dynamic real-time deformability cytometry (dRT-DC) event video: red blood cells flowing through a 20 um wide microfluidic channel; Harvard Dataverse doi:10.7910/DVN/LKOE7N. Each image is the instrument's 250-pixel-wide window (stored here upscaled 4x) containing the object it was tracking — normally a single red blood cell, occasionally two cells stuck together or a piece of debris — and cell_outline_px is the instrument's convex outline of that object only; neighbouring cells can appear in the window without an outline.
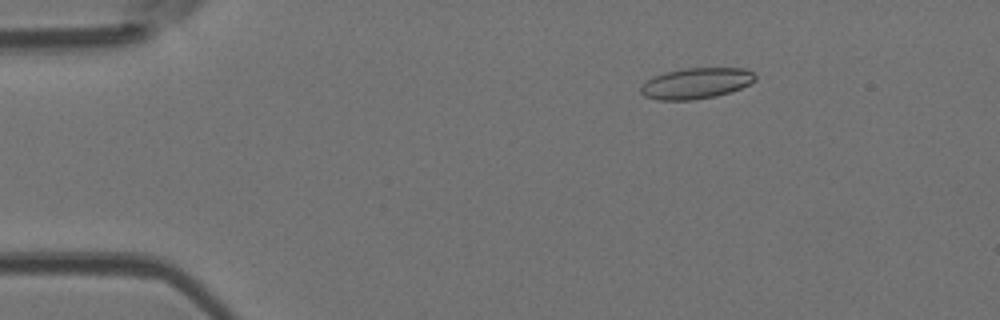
{"species": "Egyptian fruit bat (a non-hibernating species)", "species_latin": "Rousettus aegyptiacus", "temperature_condition": "room temperature", "stored_images_in_passage": 38, "camera_frame_rate_fps": 3000, "um_per_image_px": 0.085, "animal": {"sex": "female"}, "frame": {"image": 1, "passage_image": 2, "time_ms": 0.333, "image_size_px": [1000, 320], "cell_outline_px": [[756, 80], [740, 88], [716, 96], [692, 100], [660, 100], [644, 96], [640, 92], [640, 88], [652, 76], [664, 72], [684, 68], [744, 68], [752, 72], [756, 76]], "centroid_in_image_um": [59.15, 7.07], "position_along_channel_um": 25.8, "area_um2": 20.52}}
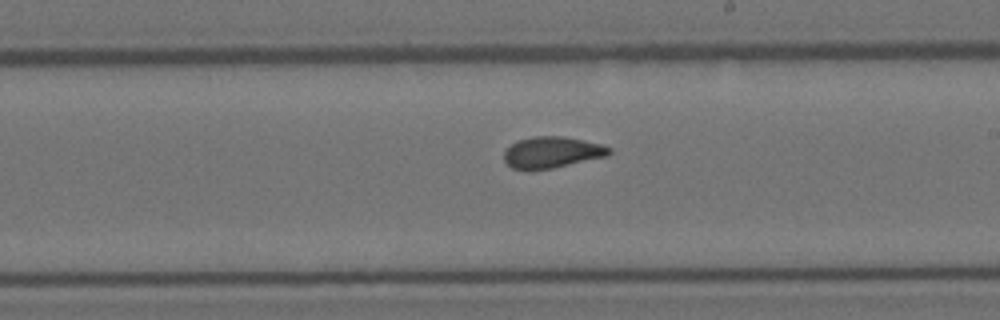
{"frame": {"image": 2, "passage_image": 23, "time_ms": 7.333, "image_size_px": [1000, 320], "cell_outline_px": [[612, 152], [608, 156], [552, 168], [528, 172], [512, 168], [504, 160], [504, 152], [512, 144], [520, 140], [532, 136], [564, 136], [600, 144], [612, 148]], "centroid_in_image_um": [46.91, 12.97], "position_along_channel_um": 242.1, "area_um2": 19.36}}
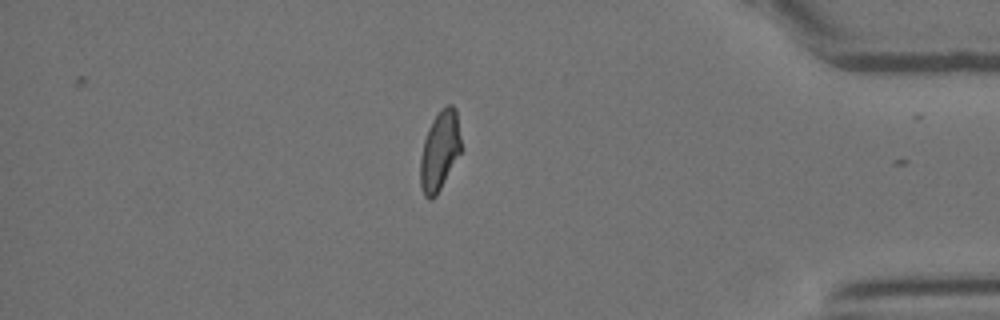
{"frame": {"image": 3, "passage_image": 37, "time_ms": 12.0, "image_size_px": [1000, 320], "cell_outline_px": [[460, 152], [436, 196], [432, 200], [428, 200], [424, 196], [420, 188], [420, 156], [424, 140], [428, 128], [432, 120], [440, 108], [448, 104], [452, 104], [456, 108], [460, 136]], "centroid_in_image_um": [37.34, 12.81], "position_along_channel_um": 397.9, "area_um2": 18.9}, "authors_computed_cell_mechanics": {"area_um2": 19.5364, "velocity_mm_per_s": 4.0493, "shape_relaxation_time_tau1_ms": null, "shape_relaxation_time_tau2_ms": 1.1818, "deformation_change_tau1": null, "deformation_change_tau2": 0.0743}}